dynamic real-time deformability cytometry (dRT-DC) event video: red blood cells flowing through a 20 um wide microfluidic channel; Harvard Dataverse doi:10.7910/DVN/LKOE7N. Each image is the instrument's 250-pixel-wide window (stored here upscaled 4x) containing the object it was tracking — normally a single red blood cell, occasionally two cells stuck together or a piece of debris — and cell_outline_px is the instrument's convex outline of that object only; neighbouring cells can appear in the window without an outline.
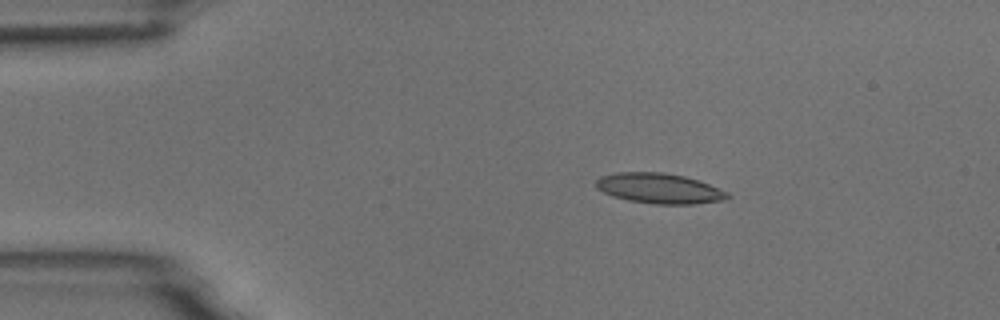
{"species": "common noctule bat (a hibernating species)", "species_latin": "Nyctalus noctula", "temperature_condition": "room temperature", "stored_images_in_passage": 45, "camera_frame_rate_fps": 3000, "um_per_image_px": 0.085, "animal": {"sex": "male", "body_mass_g": 18.8}, "frame": {"image": 1, "passage_image": 1, "time_ms": 0.0, "image_size_px": [1000, 320], "cell_outline_px": [[732, 196], [728, 200], [696, 204], [652, 204], [628, 200], [612, 196], [596, 188], [596, 180], [600, 176], [616, 172], [664, 172], [684, 176], [708, 184], [728, 192]], "centroid_in_image_um": [56.06, 16.02], "position_along_channel_um": 28.9, "area_um2": 23.35}}
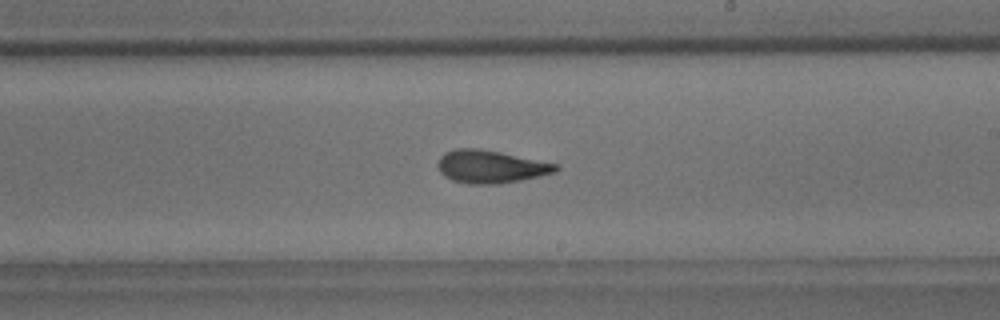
{"frame": {"image": 2, "passage_image": 23, "time_ms": 7.333, "image_size_px": [1000, 320], "cell_outline_px": [[560, 168], [556, 172], [520, 180], [500, 184], [468, 184], [452, 180], [444, 176], [440, 172], [436, 164], [440, 156], [444, 152], [456, 148], [480, 148], [560, 164]], "centroid_in_image_um": [41.69, 14.16], "position_along_channel_um": 247.3, "area_um2": 22.83}}
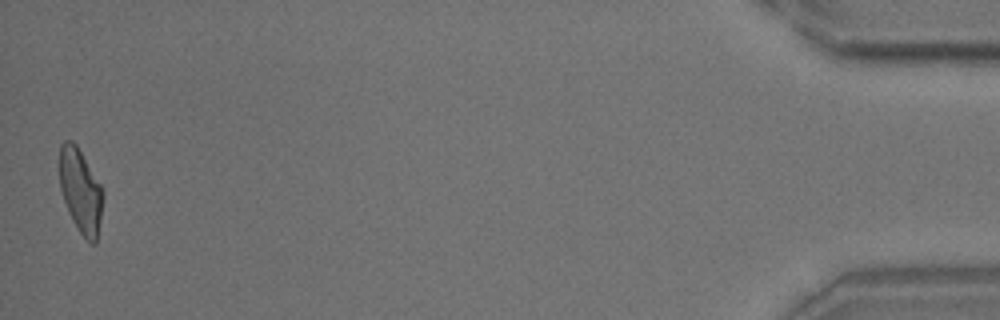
{"frame": {"image": 3, "passage_image": 45, "time_ms": 14.667, "image_size_px": [1000, 320], "cell_outline_px": [[104, 196], [96, 244], [92, 244], [80, 232], [72, 220], [68, 212], [60, 188], [60, 144], [64, 140], [72, 140], [76, 144], [104, 188]], "centroid_in_image_um": [6.87, 16.2], "position_along_channel_um": 428.3, "area_um2": 21.39}, "authors_computed_cell_mechanics": {"area_um2": 22.1952, "velocity_mm_per_s": 3.726, "shape_relaxation_time_tau1_ms": 8.4098, "shape_relaxation_time_tau2_ms": 2.7318, "deformation_change_tau1": 0.2023, "deformation_change_tau2": 0.1122}}